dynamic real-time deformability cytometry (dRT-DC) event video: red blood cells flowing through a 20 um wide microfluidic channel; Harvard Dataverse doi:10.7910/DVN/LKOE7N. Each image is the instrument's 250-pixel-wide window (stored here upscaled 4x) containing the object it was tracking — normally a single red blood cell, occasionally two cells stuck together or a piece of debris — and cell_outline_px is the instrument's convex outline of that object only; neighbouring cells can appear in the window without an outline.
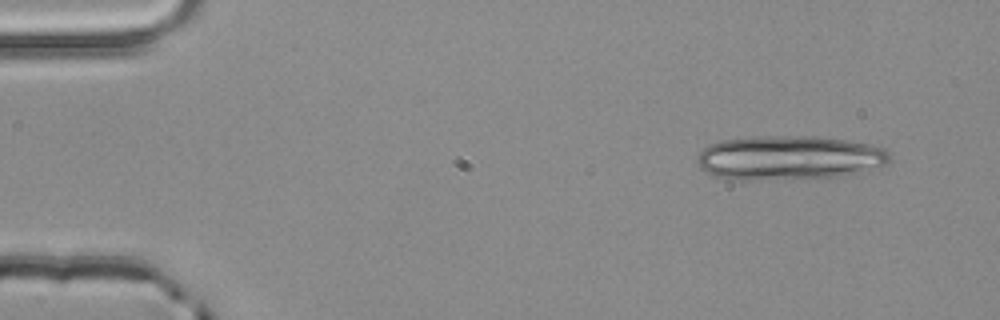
{"species": "common noctule bat (a hibernating species)", "species_latin": "Nyctalus noctula", "temperature_condition": "room temperature", "stored_images_in_passage": 4, "camera_frame_rate_fps": 3000, "um_per_image_px": 0.085, "animal": {"sex": "male", "body_mass_g": 20.4}, "frame": {"image": 1, "passage_image": 4, "time_ms": 1.0, "image_size_px": [1000, 320], "cell_outline_px": [[888, 160], [884, 164], [844, 176], [756, 180], [740, 180], [716, 176], [704, 172], [700, 168], [696, 160], [696, 156], [704, 148], [712, 144], [724, 140], [752, 136], [816, 136], [872, 144], [888, 148]], "centroid_in_image_um": [67.03, 13.4], "position_along_channel_um": 18.0, "area_um2": 49.53}}